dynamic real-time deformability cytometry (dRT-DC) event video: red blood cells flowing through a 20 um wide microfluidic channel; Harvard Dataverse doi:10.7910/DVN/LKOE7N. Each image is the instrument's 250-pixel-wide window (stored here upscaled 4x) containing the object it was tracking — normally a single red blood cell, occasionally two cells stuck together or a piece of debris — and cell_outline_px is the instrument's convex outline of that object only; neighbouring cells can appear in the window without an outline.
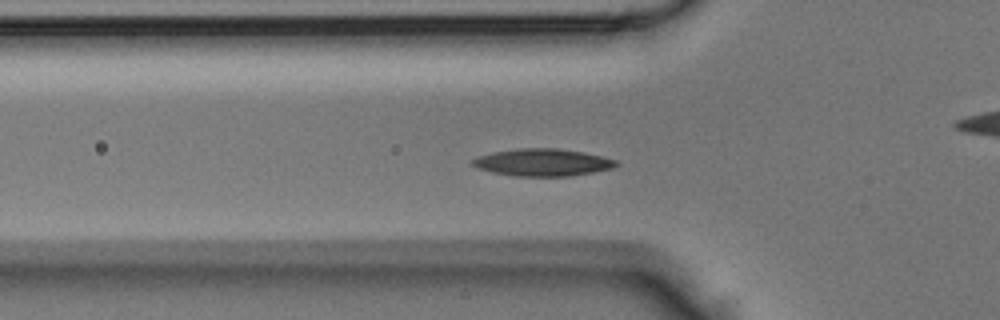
{"species": "Egyptian fruit bat (a non-hibernating species)", "species_latin": "Rousettus aegyptiacus", "temperature_condition": "room temperature", "stored_images_in_passage": 35, "camera_frame_rate_fps": 3000, "um_per_image_px": 0.085, "animal": {"sex": "male"}, "frame": {"image": 1, "passage_image": 4, "time_ms": 1.0, "image_size_px": [1000, 320], "cell_outline_px": [[620, 164], [612, 168], [592, 172], [568, 176], [516, 176], [492, 172], [468, 164], [468, 160], [476, 156], [492, 152], [520, 148], [556, 148], [584, 152], [616, 160]], "centroid_in_image_um": [46.06, 13.8], "position_along_channel_um": 79.7, "area_um2": 22.89}}
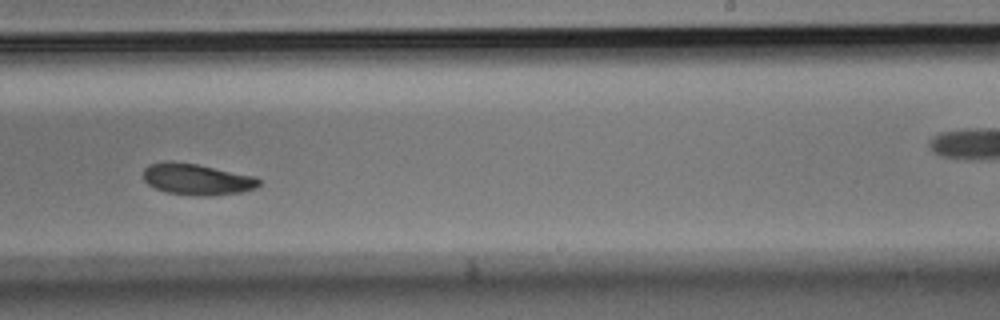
{"frame": {"image": 2, "passage_image": 17, "time_ms": 5.333, "image_size_px": [1000, 320], "cell_outline_px": [[260, 184], [256, 188], [244, 192], [212, 196], [200, 196], [164, 192], [148, 184], [144, 180], [144, 168], [148, 164], [164, 160], [168, 160], [196, 164], [256, 176], [260, 180]], "centroid_in_image_um": [16.74, 15.24], "position_along_channel_um": 272.3, "area_um2": 21.39}}
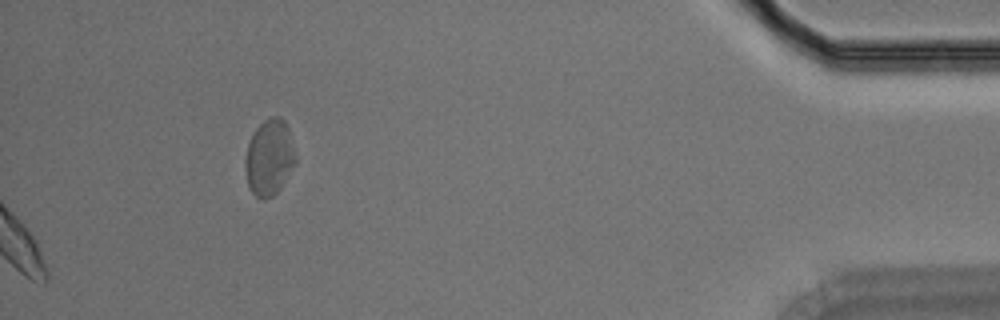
{"frame": {"image": 3, "passage_image": 35, "time_ms": 11.333, "image_size_px": [1000, 320], "cell_outline_px": [[296, 164], [280, 188], [272, 196], [264, 200], [260, 200], [252, 192], [248, 184], [244, 168], [244, 160], [248, 144], [256, 128], [268, 116], [280, 116], [284, 120], [288, 128], [296, 156]], "centroid_in_image_um": [22.89, 13.39], "position_along_channel_um": 412.3, "area_um2": 22.43}}